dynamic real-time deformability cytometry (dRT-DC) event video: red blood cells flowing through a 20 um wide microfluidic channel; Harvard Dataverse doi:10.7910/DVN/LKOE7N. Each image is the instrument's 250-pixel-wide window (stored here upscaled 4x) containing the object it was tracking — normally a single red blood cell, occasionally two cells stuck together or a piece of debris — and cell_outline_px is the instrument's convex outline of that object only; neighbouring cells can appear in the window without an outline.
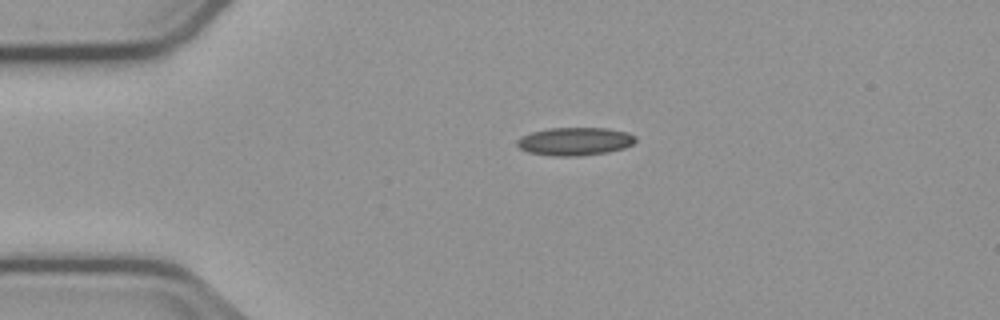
{"species": "common noctule bat (a hibernating species)", "species_latin": "Nyctalus noctula", "temperature_condition": "cold", "stored_images_in_passage": 2, "camera_frame_rate_fps": 3000, "um_per_image_px": 0.085, "animal": {"sex": "male", "body_mass_g": 23.1, "forearm_length_mm": 52.7}, "frame": {"image": 1, "passage_image": 1, "time_ms": 0.0, "image_size_px": [1000, 320], "cell_outline_px": [[636, 140], [632, 144], [624, 148], [608, 152], [580, 156], [556, 156], [528, 152], [520, 148], [516, 144], [516, 140], [532, 132], [548, 128], [604, 128], [628, 132], [636, 136]], "centroid_in_image_um": [48.88, 12.02], "position_along_channel_um": 36.1, "area_um2": 19.31}}
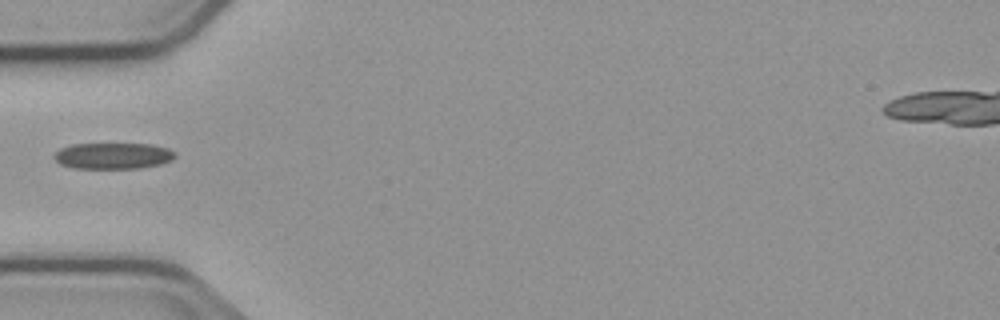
{"frame": {"image": 2, "passage_image": 2, "time_ms": 2.0, "image_size_px": [1000, 320], "cell_outline_px": [[176, 156], [172, 160], [160, 164], [140, 168], [72, 168], [60, 164], [52, 156], [60, 148], [72, 144], [152, 144], [168, 148], [176, 152]], "centroid_in_image_um": [9.62, 13.24], "position_along_channel_um": 75.4, "area_um2": 18.55}}